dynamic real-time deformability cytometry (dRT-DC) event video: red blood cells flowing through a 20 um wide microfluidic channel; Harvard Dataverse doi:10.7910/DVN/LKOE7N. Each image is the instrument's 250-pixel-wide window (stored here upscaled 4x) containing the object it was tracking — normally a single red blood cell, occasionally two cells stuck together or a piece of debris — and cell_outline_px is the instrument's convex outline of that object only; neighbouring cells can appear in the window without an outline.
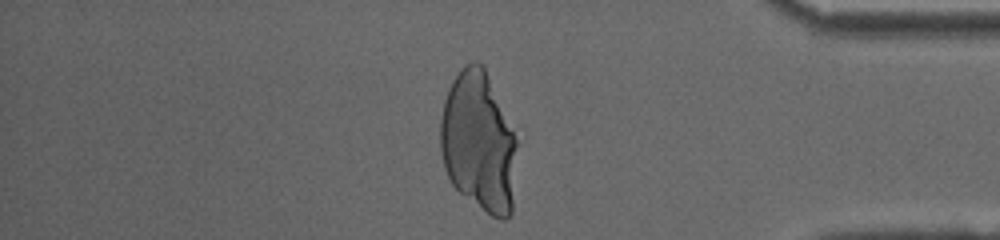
{"species": "human", "species_latin": "Homo sapiens", "temperature_condition": "cold", "stored_images_in_passage": 68, "camera_frame_rate_fps": 3000, "um_per_image_px": 0.085, "donor": {"sex": "female"}, "frame": {"image": 1, "passage_image": 58, "time_ms": 19.0, "image_size_px": [1000, 240], "cell_outline_px": [[516, 148], [512, 212], [504, 220], [500, 220], [492, 216], [460, 192], [452, 184], [444, 168], [440, 148], [440, 120], [444, 100], [448, 88], [452, 80], [460, 68], [464, 64], [472, 60], [476, 60], [484, 68], [516, 140]], "centroid_in_image_um": [40.64, 12.07], "position_along_channel_um": 394.6, "area_um2": 61.85}}